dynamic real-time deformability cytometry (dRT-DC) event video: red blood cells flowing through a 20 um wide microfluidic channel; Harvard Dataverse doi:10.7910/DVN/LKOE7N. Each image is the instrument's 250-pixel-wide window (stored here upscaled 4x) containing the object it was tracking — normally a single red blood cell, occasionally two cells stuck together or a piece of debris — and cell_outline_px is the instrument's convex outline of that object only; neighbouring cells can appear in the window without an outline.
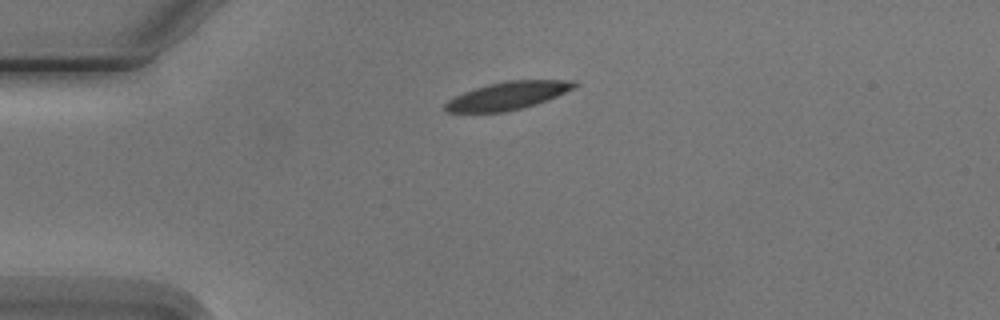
{"species": "Egyptian fruit bat (a non-hibernating species)", "species_latin": "Rousettus aegyptiacus", "temperature_condition": "cold", "stored_images_in_passage": 5, "camera_frame_rate_fps": 3000, "um_per_image_px": 0.085, "animal": {"sex": "male"}, "frame": {"image": 1, "passage_image": 5, "time_ms": 5.667, "image_size_px": [1000, 320], "cell_outline_px": [[580, 84], [548, 100], [524, 108], [504, 112], [444, 112], [444, 104], [452, 96], [488, 84], [508, 80], [576, 80]], "centroid_in_image_um": [43.14, 8.13], "position_along_channel_um": 41.9, "area_um2": 21.04}}